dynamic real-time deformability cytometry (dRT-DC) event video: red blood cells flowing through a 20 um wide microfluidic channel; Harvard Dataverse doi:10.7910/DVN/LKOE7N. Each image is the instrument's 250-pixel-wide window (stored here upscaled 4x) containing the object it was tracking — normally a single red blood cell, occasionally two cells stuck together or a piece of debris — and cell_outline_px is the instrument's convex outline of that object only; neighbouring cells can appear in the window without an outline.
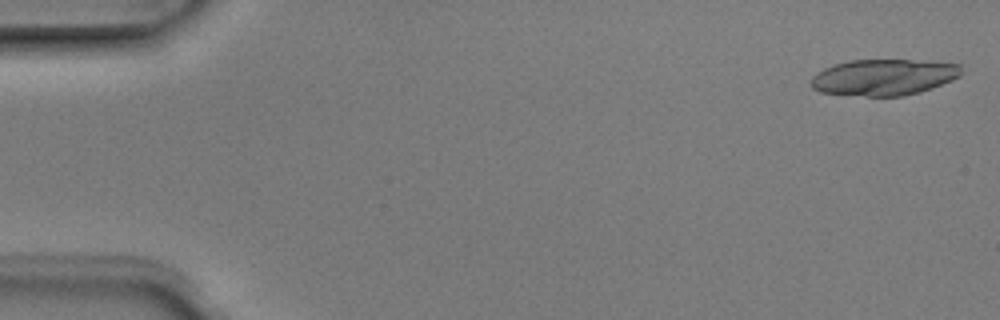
{"species": "Egyptian fruit bat (a non-hibernating species)", "species_latin": "Rousettus aegyptiacus", "temperature_condition": "room temperature", "stored_images_in_passage": 5, "camera_frame_rate_fps": 3000, "um_per_image_px": 0.085, "animal": {"sex": "male"}, "frame": {"image": 1, "passage_image": 1, "time_ms": 0.0, "image_size_px": [1000, 320], "cell_outline_px": [[960, 76], [952, 80], [932, 88], [920, 92], [904, 96], [868, 96], [820, 92], [812, 88], [812, 76], [824, 68], [848, 60], [908, 60], [960, 64]], "centroid_in_image_um": [75.11, 6.57], "position_along_channel_um": 9.9, "area_um2": 31.44}}